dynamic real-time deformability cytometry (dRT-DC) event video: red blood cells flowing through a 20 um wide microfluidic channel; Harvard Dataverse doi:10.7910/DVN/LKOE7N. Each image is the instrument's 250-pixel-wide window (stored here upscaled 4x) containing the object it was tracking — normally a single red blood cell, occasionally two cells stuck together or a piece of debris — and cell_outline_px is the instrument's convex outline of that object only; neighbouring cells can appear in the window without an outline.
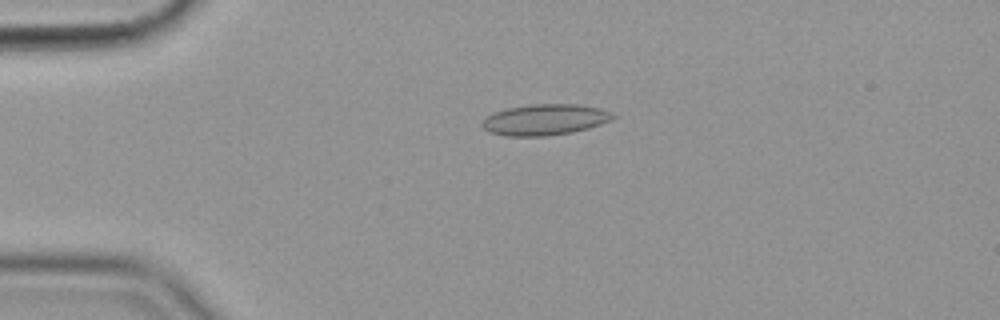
{"species": "common noctule bat (a hibernating species)", "species_latin": "Nyctalus noctula", "temperature_condition": "cold", "stored_images_in_passage": 48, "camera_frame_rate_fps": 3000, "um_per_image_px": 0.085, "animal": {"sex": "female", "body_mass_g": 19.9}, "frame": {"image": 1, "passage_image": 5, "time_ms": 1.333, "image_size_px": [1000, 320], "cell_outline_px": [[616, 116], [612, 120], [588, 128], [572, 132], [548, 136], [504, 136], [488, 132], [480, 124], [488, 116], [496, 112], [508, 108], [532, 104], [576, 104], [600, 108], [612, 112]], "centroid_in_image_um": [46.33, 10.18], "position_along_channel_um": 38.7, "area_um2": 23.58}}
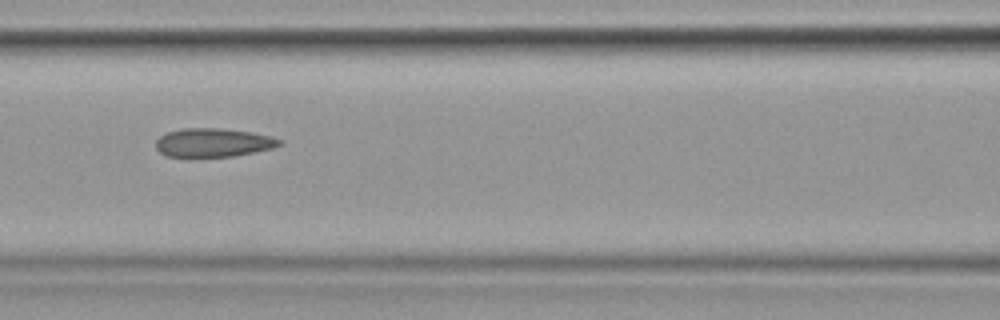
{"frame": {"image": 2, "passage_image": 17, "time_ms": 5.333, "image_size_px": [1000, 320], "cell_outline_px": [[284, 144], [272, 148], [232, 156], [168, 156], [160, 152], [156, 148], [156, 140], [160, 136], [168, 132], [180, 128], [216, 128], [252, 132], [272, 136], [284, 140]], "centroid_in_image_um": [18.16, 12.1], "position_along_channel_um": 148.4, "area_um2": 20.52}}
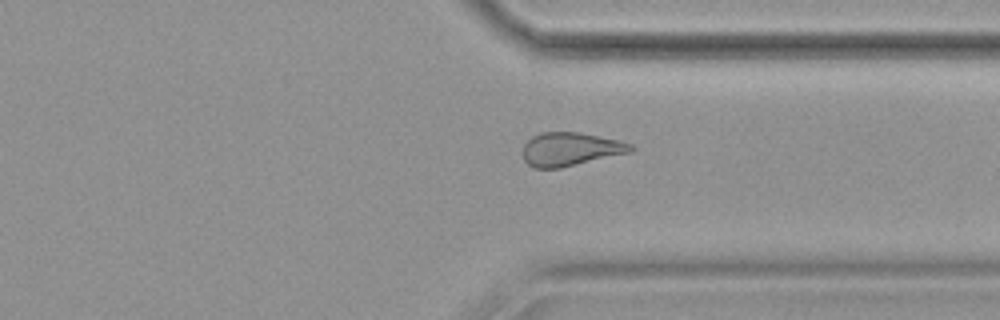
{"frame": {"image": 3, "passage_image": 35, "time_ms": 11.333, "image_size_px": [1000, 320], "cell_outline_px": [[636, 148], [632, 152], [560, 168], [532, 168], [524, 160], [524, 144], [532, 136], [540, 132], [576, 132], [620, 140], [632, 144]], "centroid_in_image_um": [48.51, 12.68], "position_along_channel_um": 362.9, "area_um2": 21.1}, "authors_computed_cell_mechanics": {"area_um2": 21.5305, "velocity_mm_per_s": 3.5761, "shape_relaxation_time_tau1_ms": null, "shape_relaxation_time_tau2_ms": 3.586, "deformation_change_tau1": null, "deformation_change_tau2": 0.1056}}